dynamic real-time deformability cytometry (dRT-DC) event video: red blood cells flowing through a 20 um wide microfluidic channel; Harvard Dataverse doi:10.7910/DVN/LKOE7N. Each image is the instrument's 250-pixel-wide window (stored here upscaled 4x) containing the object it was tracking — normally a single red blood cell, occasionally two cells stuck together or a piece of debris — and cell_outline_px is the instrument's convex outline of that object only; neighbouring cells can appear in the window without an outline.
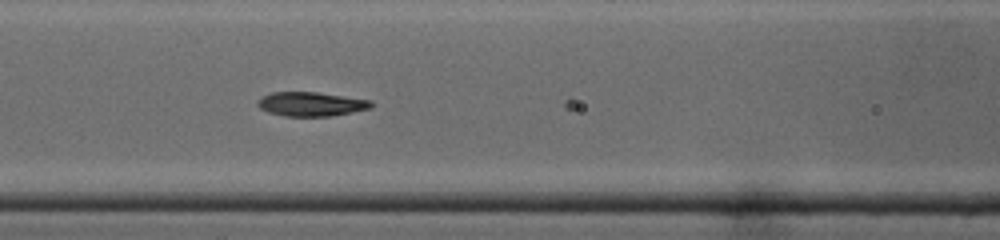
{"species": "common noctule bat (a hibernating species)", "species_latin": "Nyctalus noctula", "temperature_condition": "cold", "stored_images_in_passage": 11, "camera_frame_rate_fps": 3000, "um_per_image_px": 0.085, "animal": {"sex": "male", "body_mass_g": 19.0, "forearm_length_mm": 50.8}, "frame": {"image": 1, "passage_image": 8, "time_ms": 2.333, "image_size_px": [1000, 240], "cell_outline_px": [[376, 104], [372, 108], [332, 116], [284, 116], [268, 112], [260, 108], [256, 104], [260, 96], [272, 92], [316, 92], [372, 100]], "centroid_in_image_um": [26.46, 8.84], "position_along_channel_um": 140.1, "area_um2": 16.18}}